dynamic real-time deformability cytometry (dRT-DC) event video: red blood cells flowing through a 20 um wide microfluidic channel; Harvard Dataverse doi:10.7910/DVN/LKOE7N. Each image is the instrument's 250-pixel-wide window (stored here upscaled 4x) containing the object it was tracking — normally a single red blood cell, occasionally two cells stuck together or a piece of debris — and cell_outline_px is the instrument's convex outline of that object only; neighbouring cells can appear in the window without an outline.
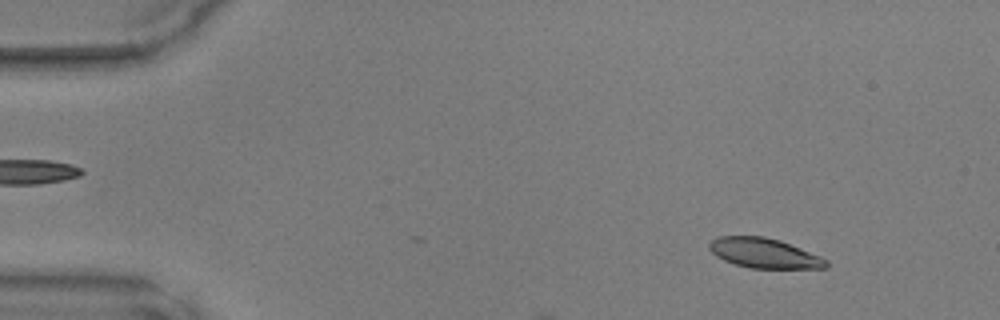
{"species": "common noctule bat (a hibernating species)", "species_latin": "Nyctalus noctula", "temperature_condition": "warm", "stored_images_in_passage": 14, "camera_frame_rate_fps": 3000, "um_per_image_px": 0.085, "animal": {"sex": "male", "body_mass_g": 17.9, "forearm_length_mm": 54.2}, "frame": {"image": 1, "passage_image": 1, "time_ms": 0.0, "image_size_px": [1000, 320], "cell_outline_px": [[828, 268], [748, 268], [724, 260], [716, 256], [708, 248], [708, 244], [712, 240], [720, 236], [764, 236], [780, 240], [820, 256], [828, 260]], "centroid_in_image_um": [64.95, 21.51], "position_along_channel_um": 20.0, "area_um2": 20.29}}